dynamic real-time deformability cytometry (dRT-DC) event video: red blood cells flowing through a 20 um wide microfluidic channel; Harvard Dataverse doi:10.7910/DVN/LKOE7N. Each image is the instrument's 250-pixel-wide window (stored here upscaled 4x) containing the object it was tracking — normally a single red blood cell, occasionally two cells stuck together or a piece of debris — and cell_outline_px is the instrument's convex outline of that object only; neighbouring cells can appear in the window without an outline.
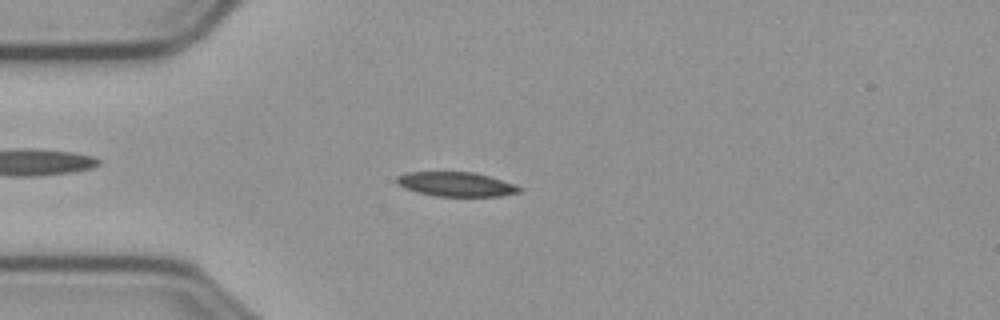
{"species": "common noctule bat (a hibernating species)", "species_latin": "Nyctalus noctula", "temperature_condition": "cold", "stored_images_in_passage": 40, "camera_frame_rate_fps": 3000, "um_per_image_px": 0.085, "animal": {"sex": "male", "body_mass_g": 23.1, "forearm_length_mm": 52.7}, "frame": {"image": 1, "passage_image": 9, "time_ms": 2.667, "image_size_px": [1000, 320], "cell_outline_px": [[524, 188], [520, 192], [500, 196], [436, 196], [404, 188], [396, 184], [396, 176], [408, 172], [472, 172], [488, 176]], "centroid_in_image_um": [38.74, 15.66], "position_along_channel_um": 46.3, "area_um2": 17.22}}
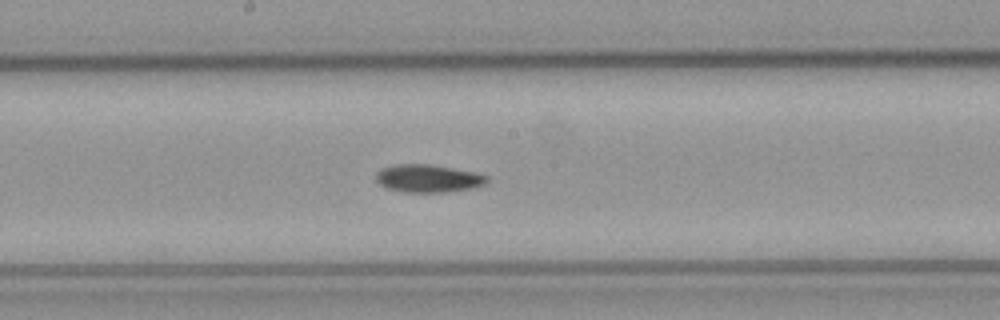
{"frame": {"image": 2, "passage_image": 24, "time_ms": 7.667, "image_size_px": [1000, 320], "cell_outline_px": [[488, 180], [484, 184], [472, 188], [448, 192], [400, 192], [384, 188], [376, 180], [376, 172], [384, 168], [396, 164], [428, 164], [476, 172], [488, 176]], "centroid_in_image_um": [36.37, 15.17], "position_along_channel_um": 211.8, "area_um2": 18.03}}
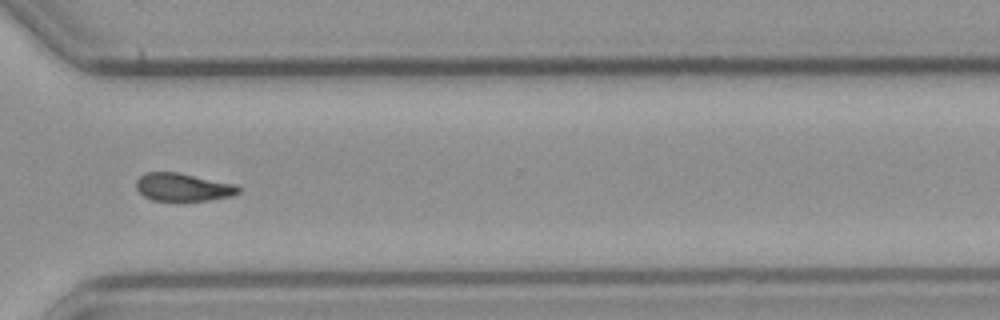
{"frame": {"image": 3, "passage_image": 36, "time_ms": 11.667, "image_size_px": [1000, 320], "cell_outline_px": [[240, 192], [232, 196], [208, 200], [180, 204], [176, 204], [152, 200], [144, 196], [136, 188], [136, 180], [144, 172], [180, 172], [232, 184], [240, 188]], "centroid_in_image_um": [15.5, 15.96], "position_along_channel_um": 355.1, "area_um2": 17.34}}